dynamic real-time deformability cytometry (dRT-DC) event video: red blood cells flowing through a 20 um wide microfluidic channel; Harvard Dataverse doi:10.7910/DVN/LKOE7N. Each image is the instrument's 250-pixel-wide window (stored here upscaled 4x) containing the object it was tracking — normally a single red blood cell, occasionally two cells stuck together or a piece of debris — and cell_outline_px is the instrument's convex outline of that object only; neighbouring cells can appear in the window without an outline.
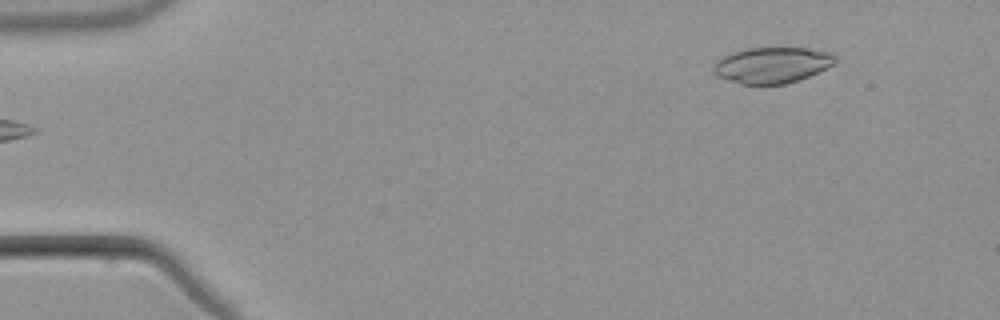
{"species": "common noctule bat (a hibernating species)", "species_latin": "Nyctalus noctula", "temperature_condition": "warm", "stored_images_in_passage": 4, "camera_frame_rate_fps": 3000, "um_per_image_px": 0.085, "animal": {"sex": "male", "body_mass_g": 21.5, "forearm_length_mm": 52.0}, "frame": {"image": 1, "passage_image": 4, "time_ms": 5.0, "image_size_px": [1000, 320], "cell_outline_px": [[836, 60], [832, 64], [808, 76], [784, 84], [740, 84], [716, 76], [712, 72], [712, 68], [716, 60], [732, 52], [748, 48], [808, 48], [832, 52], [836, 56]], "centroid_in_image_um": [65.58, 5.52], "position_along_channel_um": 19.4, "area_um2": 25.37}}